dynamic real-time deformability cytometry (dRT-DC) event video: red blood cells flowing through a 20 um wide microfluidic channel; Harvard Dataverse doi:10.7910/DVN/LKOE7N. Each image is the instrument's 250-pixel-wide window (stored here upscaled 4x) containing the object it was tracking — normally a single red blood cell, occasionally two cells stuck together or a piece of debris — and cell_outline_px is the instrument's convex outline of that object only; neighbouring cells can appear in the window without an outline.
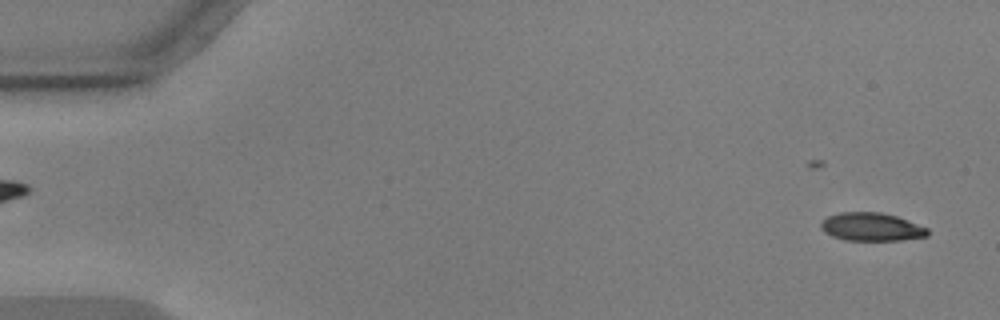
{"species": "common noctule bat (a hibernating species)", "species_latin": "Nyctalus noctula", "temperature_condition": "warm", "stored_images_in_passage": 25, "camera_frame_rate_fps": 3000, "um_per_image_px": 0.085, "animal": {"sex": "male", "body_mass_g": 17.9, "forearm_length_mm": 54.2}, "frame": {"image": 1, "passage_image": 2, "time_ms": 0.333, "image_size_px": [1000, 320], "cell_outline_px": [[928, 236], [900, 240], [844, 240], [832, 236], [824, 232], [820, 228], [820, 224], [828, 216], [840, 212], [880, 212], [896, 216], [908, 220], [928, 228]], "centroid_in_image_um": [74.06, 19.28], "position_along_channel_um": 10.9, "area_um2": 17.51}}
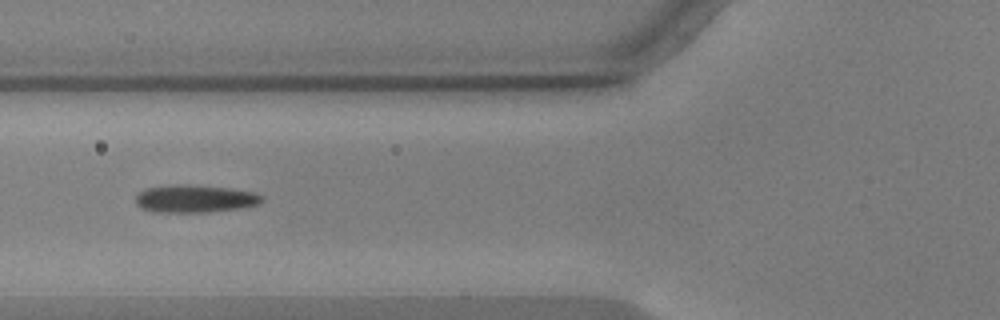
{"frame": {"image": 2, "passage_image": 21, "time_ms": 6.667, "image_size_px": [1000, 320], "cell_outline_px": [[264, 200], [256, 204], [240, 208], [208, 212], [152, 212], [140, 208], [136, 204], [136, 196], [144, 188], [172, 184], [192, 184], [228, 188], [256, 192], [264, 196]], "centroid_in_image_um": [16.54, 16.88], "position_along_channel_um": 109.3, "area_um2": 20.63}}
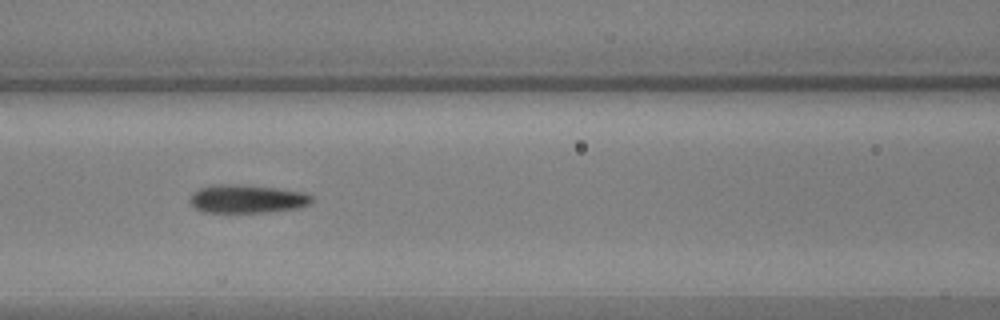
{"frame": {"image": 3, "passage_image": 24, "time_ms": 7.667, "image_size_px": [1000, 320], "cell_outline_px": [[312, 200], [308, 204], [296, 208], [264, 212], [204, 212], [196, 208], [188, 200], [192, 192], [200, 188], [212, 184], [244, 184], [276, 188], [304, 192], [312, 196]], "centroid_in_image_um": [20.95, 16.88], "position_along_channel_um": 145.7, "area_um2": 20.11}}